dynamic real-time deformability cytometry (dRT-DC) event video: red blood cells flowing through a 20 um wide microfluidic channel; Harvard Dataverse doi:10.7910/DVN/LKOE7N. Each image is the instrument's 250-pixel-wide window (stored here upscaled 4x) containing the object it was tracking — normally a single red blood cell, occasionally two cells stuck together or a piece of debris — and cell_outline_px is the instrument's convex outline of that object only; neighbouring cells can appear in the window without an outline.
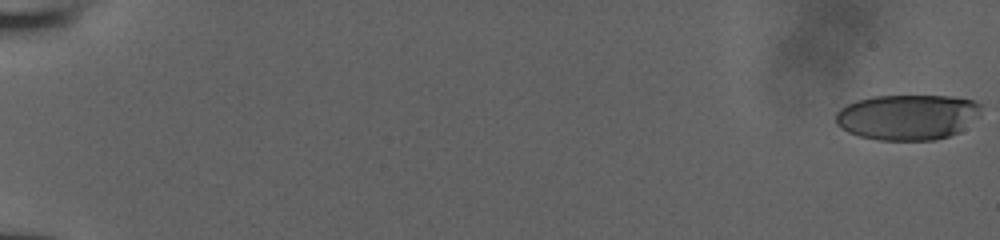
{"species": "human", "species_latin": "Homo sapiens", "temperature_condition": "room temperature", "stored_images_in_passage": 12, "camera_frame_rate_fps": 3000, "um_per_image_px": 0.085, "donor": {"sex": "male"}, "frame": {"image": 1, "passage_image": 1, "time_ms": 0.0, "image_size_px": [1000, 240], "cell_outline_px": [[984, 104], [960, 132], [948, 136], [932, 140], [876, 140], [860, 136], [848, 132], [840, 128], [836, 124], [836, 112], [840, 108], [856, 100], [872, 96], [952, 96], [972, 100]], "centroid_in_image_um": [77.08, 9.94], "position_along_channel_um": 7.9, "area_um2": 38.38}}